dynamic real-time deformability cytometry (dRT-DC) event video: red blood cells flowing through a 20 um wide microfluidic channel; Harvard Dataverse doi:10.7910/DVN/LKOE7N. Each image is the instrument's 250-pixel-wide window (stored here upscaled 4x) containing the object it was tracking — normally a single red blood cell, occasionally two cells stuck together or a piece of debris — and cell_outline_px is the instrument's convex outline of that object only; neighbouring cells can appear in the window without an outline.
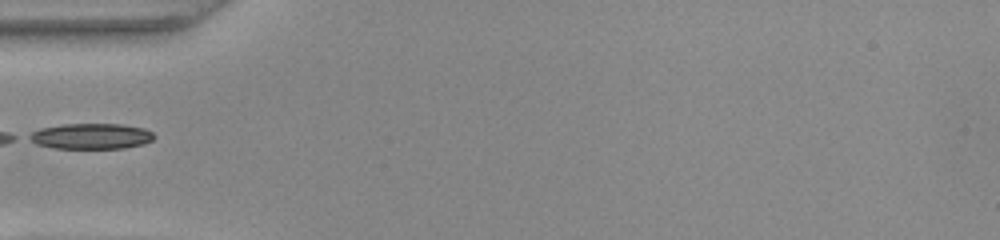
{"species": "common noctule bat (a hibernating species)", "species_latin": "Nyctalus noctula", "temperature_condition": "warm", "stored_images_in_passage": 32, "camera_frame_rate_fps": 3000, "um_per_image_px": 0.085, "animal": {"sex": "female", "body_mass_g": 22.0, "forearm_length_mm": 56.7}, "frame": {"image": 1, "passage_image": 1, "time_ms": 0.0, "image_size_px": [1000, 240], "cell_outline_px": [[156, 136], [152, 140], [144, 144], [124, 148], [56, 148], [36, 144], [28, 140], [24, 136], [40, 128], [64, 124], [120, 124], [144, 128], [152, 132]], "centroid_in_image_um": [7.72, 11.57], "position_along_channel_um": 77.3, "area_um2": 18.79}}